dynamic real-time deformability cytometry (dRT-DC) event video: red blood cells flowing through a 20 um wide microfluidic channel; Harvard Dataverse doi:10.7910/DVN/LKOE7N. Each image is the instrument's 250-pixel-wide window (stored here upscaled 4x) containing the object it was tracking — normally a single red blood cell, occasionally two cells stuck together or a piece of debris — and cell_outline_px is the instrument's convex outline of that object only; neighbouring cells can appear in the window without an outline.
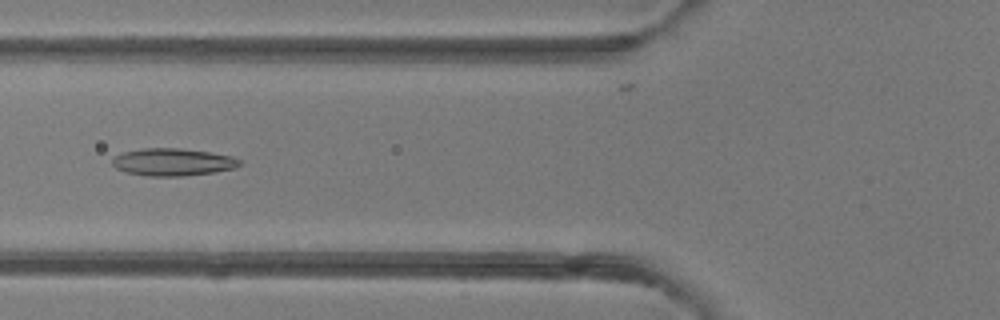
{"species": "common noctule bat (a hibernating species)", "species_latin": "Nyctalus noctula", "temperature_condition": "room temperature", "stored_images_in_passage": 49, "camera_frame_rate_fps": 3000, "um_per_image_px": 0.085, "animal": {"sex": "female"}, "frame": {"image": 1, "passage_image": 19, "time_ms": 6.0, "image_size_px": [1000, 320], "cell_outline_px": [[240, 164], [236, 168], [216, 172], [184, 176], [144, 176], [128, 172], [116, 168], [112, 164], [112, 160], [116, 156], [124, 152], [144, 148], [180, 148], [212, 152], [232, 156], [240, 160]], "centroid_in_image_um": [14.73, 13.78], "position_along_channel_um": 111.1, "area_um2": 20.4}}
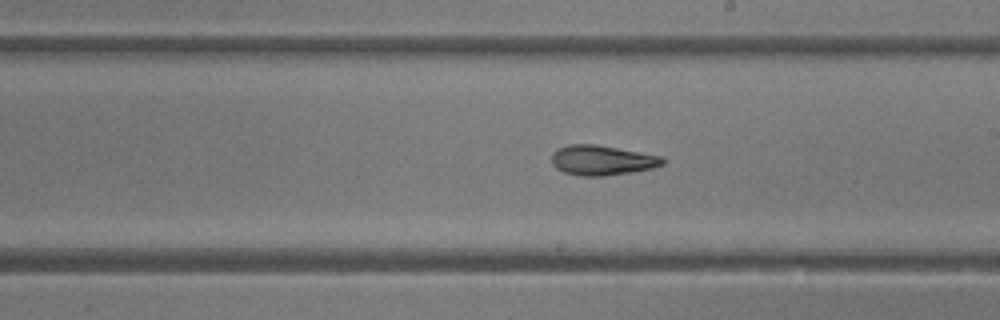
{"frame": {"image": 2, "passage_image": 28, "time_ms": 9.0, "image_size_px": [1000, 320], "cell_outline_px": [[668, 160], [664, 164], [652, 168], [632, 172], [604, 176], [580, 176], [564, 172], [556, 168], [552, 164], [552, 152], [556, 148], [568, 144], [596, 144], [664, 156]], "centroid_in_image_um": [51.19, 13.61], "position_along_channel_um": 237.8, "area_um2": 19.71}}
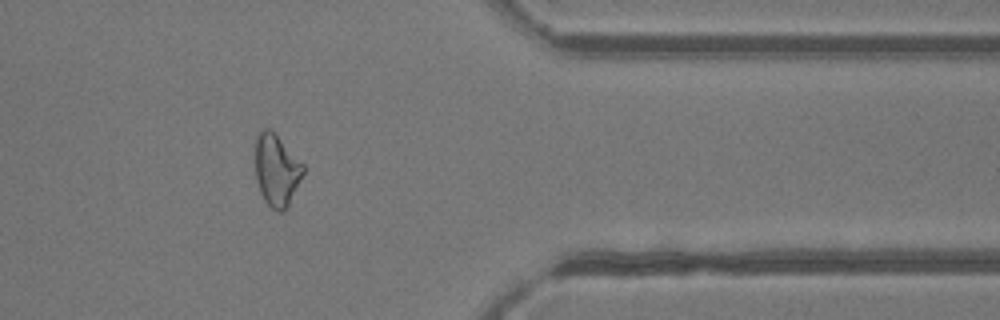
{"frame": {"image": 3, "passage_image": 40, "time_ms": 13.0, "image_size_px": [1000, 320], "cell_outline_px": [[304, 172], [288, 208], [284, 212], [280, 212], [272, 208], [264, 200], [260, 192], [256, 180], [256, 136], [264, 128], [268, 128], [304, 164]], "centroid_in_image_um": [23.52, 14.52], "position_along_channel_um": 387.9, "area_um2": 19.83}, "authors_computed_cell_mechanics": {"area_um2": 20.9236, "velocity_mm_per_s": 4.2153, "shape_relaxation_time_tau1_ms": null, "shape_relaxation_time_tau2_ms": 3.8802, "deformation_change_tau1": null, "deformation_change_tau2": 0.126}}